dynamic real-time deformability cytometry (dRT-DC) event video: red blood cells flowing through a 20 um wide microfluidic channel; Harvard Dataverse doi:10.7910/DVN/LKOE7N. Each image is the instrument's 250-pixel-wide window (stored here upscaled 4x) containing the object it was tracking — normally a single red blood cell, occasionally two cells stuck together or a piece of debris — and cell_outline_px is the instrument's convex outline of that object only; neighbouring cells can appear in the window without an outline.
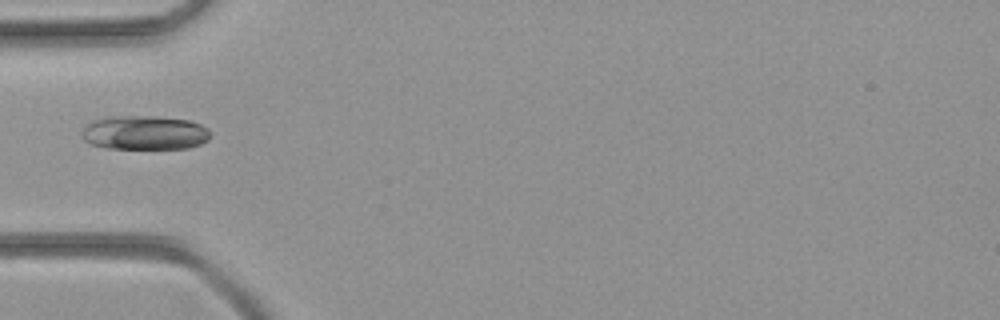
{"species": "common noctule bat (a hibernating species)", "species_latin": "Nyctalus noctula", "temperature_condition": "room temperature", "stored_images_in_passage": 15, "camera_frame_rate_fps": 3000, "um_per_image_px": 0.085, "animal": {"sex": "female", "body_mass_g": 21.9}, "frame": {"image": 1, "passage_image": 1, "time_ms": 0.0, "image_size_px": [1000, 320], "cell_outline_px": [[212, 132], [208, 140], [200, 144], [188, 148], [108, 148], [92, 144], [84, 140], [80, 136], [80, 132], [92, 120], [104, 116], [156, 116], [188, 120], [200, 124], [208, 128]], "centroid_in_image_um": [12.28, 11.26], "position_along_channel_um": 72.7, "area_um2": 25.78}}